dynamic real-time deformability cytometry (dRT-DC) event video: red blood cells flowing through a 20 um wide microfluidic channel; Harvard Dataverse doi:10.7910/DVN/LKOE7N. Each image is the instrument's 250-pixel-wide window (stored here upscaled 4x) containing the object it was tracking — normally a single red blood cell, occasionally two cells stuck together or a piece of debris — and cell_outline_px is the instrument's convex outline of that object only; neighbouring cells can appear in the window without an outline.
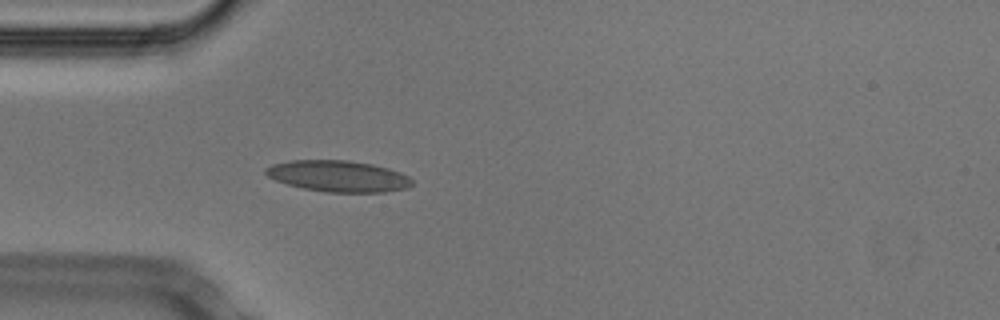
{"species": "Egyptian fruit bat (a non-hibernating species)", "species_latin": "Rousettus aegyptiacus", "temperature_condition": "cold", "stored_images_in_passage": 52, "camera_frame_rate_fps": 3000, "um_per_image_px": 0.085, "animal": {"sex": "male"}, "frame": {"image": 1, "passage_image": 14, "time_ms": 4.333, "image_size_px": [1000, 320], "cell_outline_px": [[412, 184], [408, 188], [384, 192], [328, 192], [304, 188], [288, 184], [276, 180], [268, 176], [264, 172], [264, 168], [272, 164], [292, 160], [344, 160], [372, 164], [388, 168], [400, 172], [408, 176], [412, 180]], "centroid_in_image_um": [28.75, 14.97], "position_along_channel_um": 56.2, "area_um2": 26.53}}
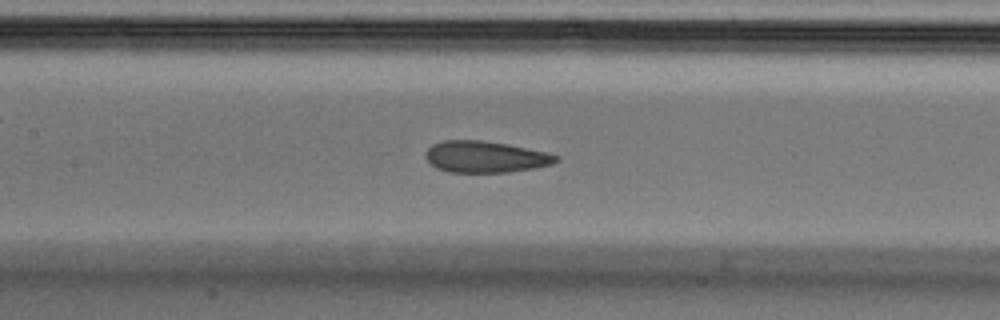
{"frame": {"image": 2, "passage_image": 23, "time_ms": 7.333, "image_size_px": [1000, 320], "cell_outline_px": [[560, 160], [552, 164], [532, 168], [508, 172], [448, 172], [436, 168], [424, 156], [424, 152], [432, 144], [444, 140], [480, 140], [508, 144], [548, 152], [560, 156]], "centroid_in_image_um": [41.26, 13.32], "position_along_channel_um": 166.1, "area_um2": 24.04}}
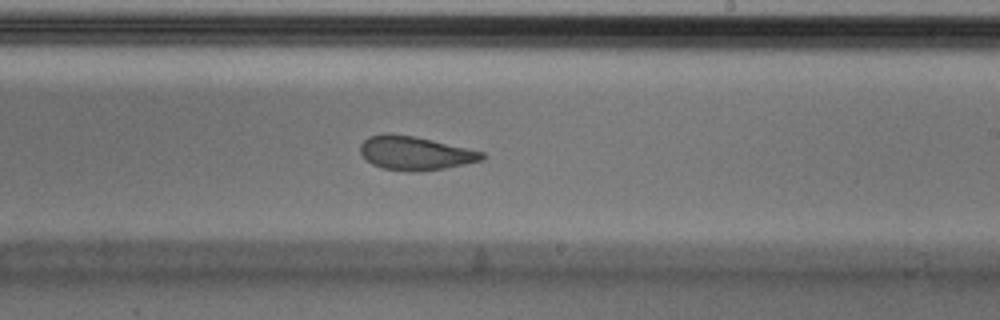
{"frame": {"image": 3, "passage_image": 30, "time_ms": 9.667, "image_size_px": [1000, 320], "cell_outline_px": [[484, 160], [444, 168], [420, 172], [384, 168], [372, 164], [360, 152], [360, 144], [368, 136], [388, 132], [416, 136], [484, 152]], "centroid_in_image_um": [35.28, 12.99], "position_along_channel_um": 253.7, "area_um2": 23.87}, "authors_computed_cell_mechanics": {"area_um2": 25.3453, "velocity_mm_per_s": 3.7698, "shape_relaxation_time_tau1_ms": null, "shape_relaxation_time_tau2_ms": 1.4318, "deformation_change_tau1": null, "deformation_change_tau2": 0.0679}}